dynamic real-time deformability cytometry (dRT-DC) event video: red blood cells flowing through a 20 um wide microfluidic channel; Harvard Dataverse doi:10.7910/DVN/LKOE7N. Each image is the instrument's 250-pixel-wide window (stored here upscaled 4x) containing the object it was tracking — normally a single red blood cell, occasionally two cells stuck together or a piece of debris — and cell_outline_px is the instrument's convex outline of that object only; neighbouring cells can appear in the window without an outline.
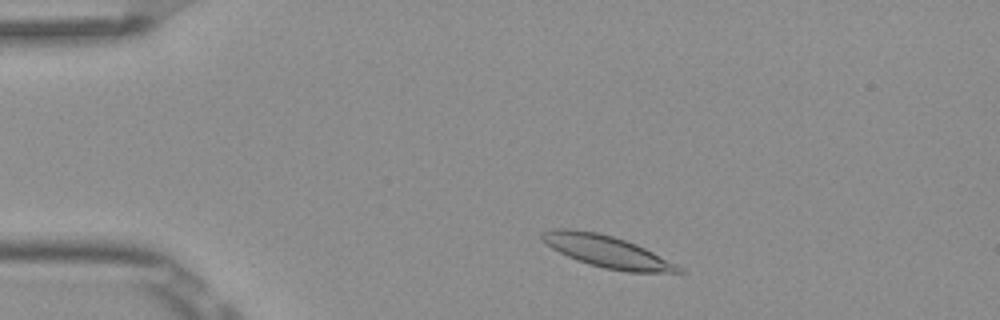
{"species": "Egyptian fruit bat (a non-hibernating species)", "species_latin": "Rousettus aegyptiacus", "temperature_condition": "room temperature", "stored_images_in_passage": 4, "camera_frame_rate_fps": 3000, "um_per_image_px": 0.085, "frame": {"image": 1, "passage_image": 2, "time_ms": 0.333, "image_size_px": [1000, 320], "cell_outline_px": [[688, 272], [624, 272], [604, 268], [588, 264], [576, 260], [552, 248], [540, 240], [540, 232], [556, 228], [568, 228], [596, 232], [612, 236], [636, 244], [684, 268]], "centroid_in_image_um": [51.55, 21.37], "position_along_channel_um": 33.4, "area_um2": 25.32}}
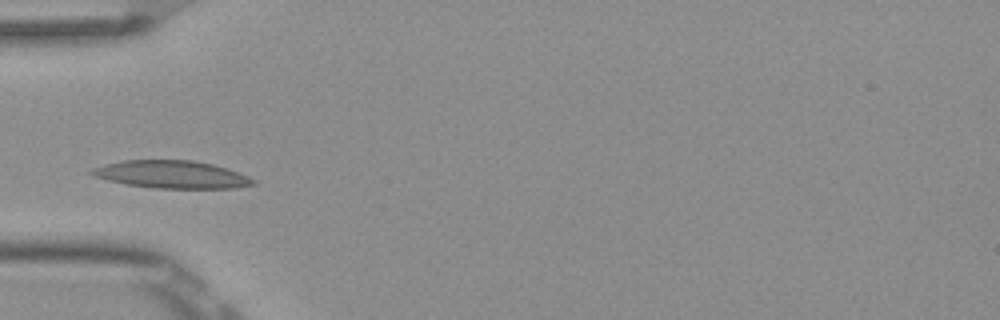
{"frame": {"image": 2, "passage_image": 4, "time_ms": 1.0, "image_size_px": [1000, 320], "cell_outline_px": [[256, 184], [236, 188], [152, 188], [124, 184], [108, 180], [96, 176], [88, 172], [92, 168], [104, 164], [120, 160], [192, 160], [212, 164], [228, 168], [248, 176], [256, 180]], "centroid_in_image_um": [14.6, 14.83], "position_along_channel_um": 70.4, "area_um2": 26.13}}